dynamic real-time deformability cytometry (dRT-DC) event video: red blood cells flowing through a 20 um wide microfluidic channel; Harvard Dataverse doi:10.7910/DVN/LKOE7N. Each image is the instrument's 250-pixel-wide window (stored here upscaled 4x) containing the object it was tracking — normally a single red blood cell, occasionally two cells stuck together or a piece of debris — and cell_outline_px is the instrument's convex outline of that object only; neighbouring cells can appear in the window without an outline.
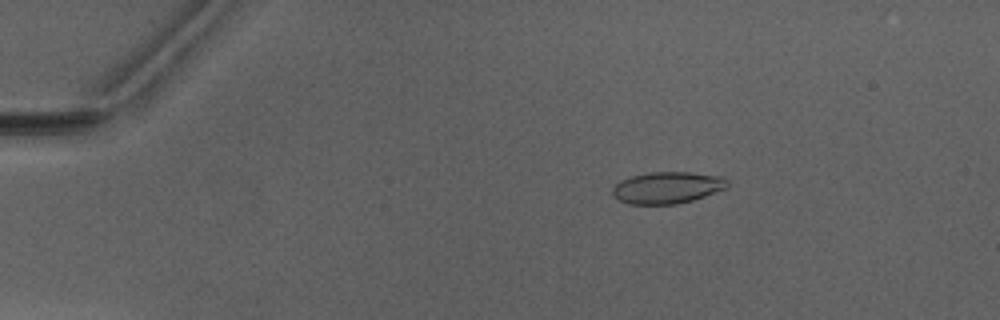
{"species": "Egyptian fruit bat (a non-hibernating species)", "species_latin": "Rousettus aegyptiacus", "temperature_condition": "warm", "stored_images_in_passage": 5, "camera_frame_rate_fps": 3000, "um_per_image_px": 0.085, "animal": {"sex": "male"}, "frame": {"image": 1, "passage_image": 3, "time_ms": 2.333, "image_size_px": [1000, 320], "cell_outline_px": [[728, 188], [692, 200], [676, 204], [628, 204], [620, 200], [612, 192], [612, 188], [620, 180], [632, 176], [648, 172], [688, 172], [724, 176], [728, 180]], "centroid_in_image_um": [56.75, 15.94], "position_along_channel_um": 28.2, "area_um2": 21.27}}